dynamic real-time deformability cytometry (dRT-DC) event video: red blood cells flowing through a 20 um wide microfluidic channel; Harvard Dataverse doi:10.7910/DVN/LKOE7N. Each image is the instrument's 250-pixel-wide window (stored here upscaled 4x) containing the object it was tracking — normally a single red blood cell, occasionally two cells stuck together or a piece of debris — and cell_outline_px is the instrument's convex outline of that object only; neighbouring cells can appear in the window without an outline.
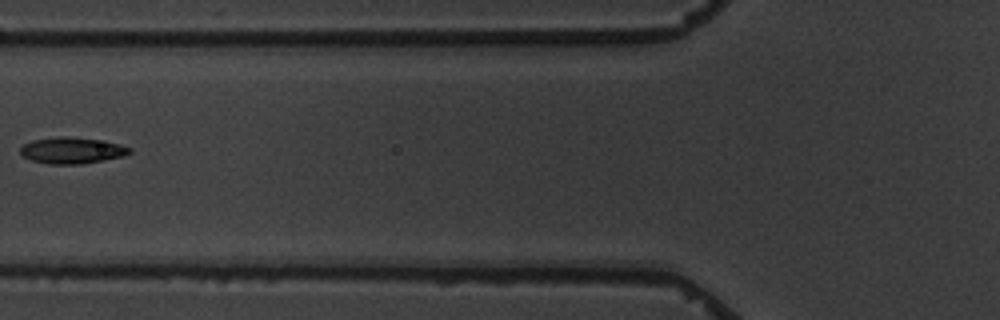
{"species": "common noctule bat (a hibernating species)", "species_latin": "Nyctalus noctula", "temperature_condition": "warm", "stored_images_in_passage": 5, "camera_frame_rate_fps": 3000, "um_per_image_px": 0.085, "animal": {"sex": "male", "body_mass_g": 19.5, "forearm_length_mm": 54.6}, "frame": {"image": 1, "passage_image": 5, "time_ms": 5.667, "image_size_px": [1000, 320], "cell_outline_px": [[132, 152], [124, 156], [104, 160], [80, 164], [48, 164], [32, 160], [24, 156], [20, 152], [20, 148], [24, 144], [32, 140], [56, 136], [68, 136], [96, 140], [120, 144], [132, 148]], "centroid_in_image_um": [6.12, 12.78], "position_along_channel_um": 119.7, "area_um2": 16.7}}